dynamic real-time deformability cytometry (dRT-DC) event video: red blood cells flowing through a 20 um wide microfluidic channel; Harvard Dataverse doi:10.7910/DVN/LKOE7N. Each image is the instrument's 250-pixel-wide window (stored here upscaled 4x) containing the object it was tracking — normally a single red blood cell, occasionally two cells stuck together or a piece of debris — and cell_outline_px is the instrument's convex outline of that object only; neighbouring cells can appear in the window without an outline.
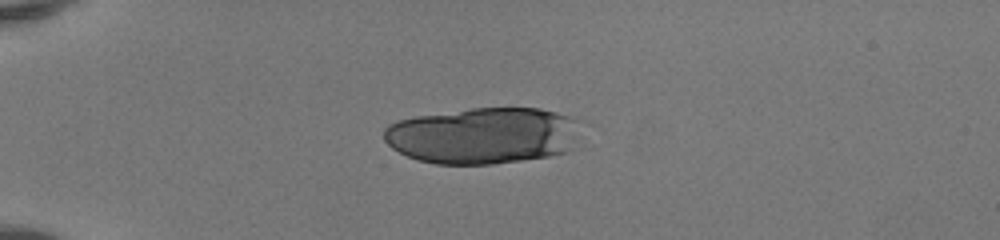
{"species": "human", "species_latin": "Homo sapiens", "temperature_condition": "room temperature", "stored_images_in_passage": 46, "camera_frame_rate_fps": 3000, "um_per_image_px": 0.085, "donor": {"sex": "female"}, "frame": {"image": 1, "passage_image": 10, "time_ms": 3.0, "image_size_px": [1000, 240], "cell_outline_px": [[576, 120], [572, 148], [568, 152], [548, 156], [492, 164], [436, 164], [420, 160], [408, 156], [392, 148], [384, 140], [384, 128], [388, 124], [396, 120], [416, 116], [472, 108], [540, 108], [572, 116]], "centroid_in_image_um": [41.0, 11.52], "position_along_channel_um": 44.0, "area_um2": 64.45}}